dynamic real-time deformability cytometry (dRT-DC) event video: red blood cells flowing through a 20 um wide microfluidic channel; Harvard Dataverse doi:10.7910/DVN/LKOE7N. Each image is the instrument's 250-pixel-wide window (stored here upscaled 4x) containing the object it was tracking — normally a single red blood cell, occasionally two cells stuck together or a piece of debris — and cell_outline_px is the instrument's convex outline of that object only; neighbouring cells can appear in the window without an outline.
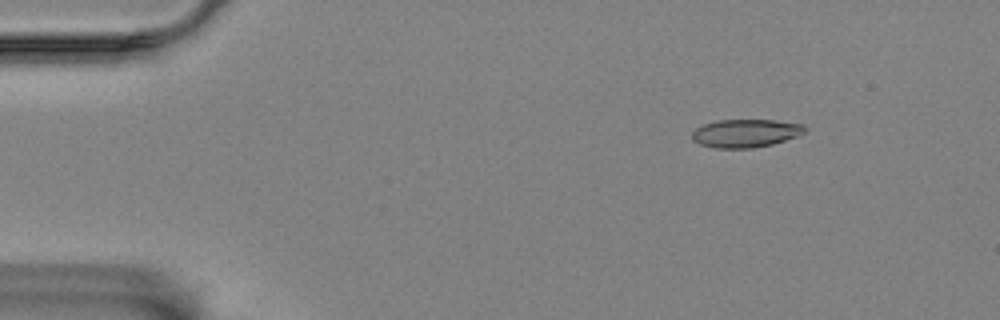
{"species": "Egyptian fruit bat (a non-hibernating species)", "species_latin": "Rousettus aegyptiacus", "temperature_condition": "room temperature", "stored_images_in_passage": 54, "camera_frame_rate_fps": 3000, "um_per_image_px": 0.085, "animal": {"sex": "female"}, "frame": {"image": 1, "passage_image": 4, "time_ms": 1.0, "image_size_px": [1000, 320], "cell_outline_px": [[808, 128], [804, 132], [796, 136], [772, 144], [752, 148], [716, 148], [700, 144], [692, 140], [692, 132], [696, 128], [704, 124], [716, 120], [776, 120], [804, 124]], "centroid_in_image_um": [63.37, 11.31], "position_along_channel_um": 21.6, "area_um2": 18.5}}
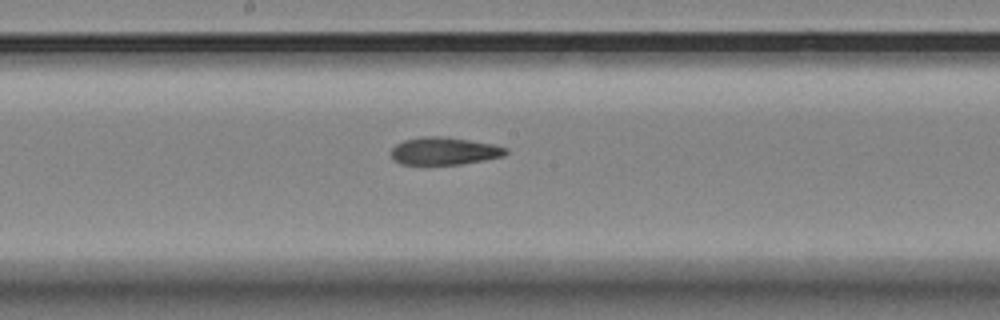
{"frame": {"image": 2, "passage_image": 27, "time_ms": 8.667, "image_size_px": [1000, 320], "cell_outline_px": [[508, 152], [504, 156], [484, 160], [460, 164], [424, 168], [400, 164], [392, 160], [392, 148], [396, 144], [404, 140], [420, 136], [444, 136], [492, 144], [508, 148]], "centroid_in_image_um": [37.68, 12.89], "position_along_channel_um": 210.5, "area_um2": 19.31}}
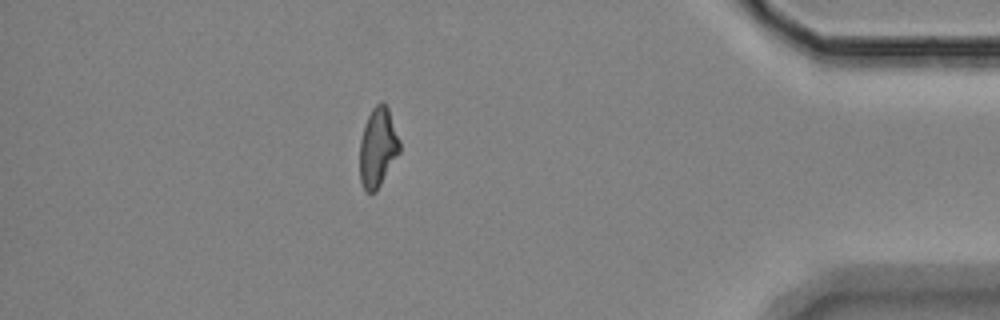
{"frame": {"image": 3, "passage_image": 47, "time_ms": 15.333, "image_size_px": [1000, 320], "cell_outline_px": [[400, 152], [376, 192], [364, 192], [360, 180], [360, 140], [368, 116], [372, 108], [380, 100], [384, 100], [388, 108], [400, 140]], "centroid_in_image_um": [32.12, 12.53], "position_along_channel_um": 403.1, "area_um2": 18.55}, "authors_computed_cell_mechanics": {"area_um2": 18.9006, "velocity_mm_per_s": 3.4805, "shape_relaxation_time_tau1_ms": null, "shape_relaxation_time_tau2_ms": 3.9646, "deformation_change_tau1": null, "deformation_change_tau2": 0.121}}